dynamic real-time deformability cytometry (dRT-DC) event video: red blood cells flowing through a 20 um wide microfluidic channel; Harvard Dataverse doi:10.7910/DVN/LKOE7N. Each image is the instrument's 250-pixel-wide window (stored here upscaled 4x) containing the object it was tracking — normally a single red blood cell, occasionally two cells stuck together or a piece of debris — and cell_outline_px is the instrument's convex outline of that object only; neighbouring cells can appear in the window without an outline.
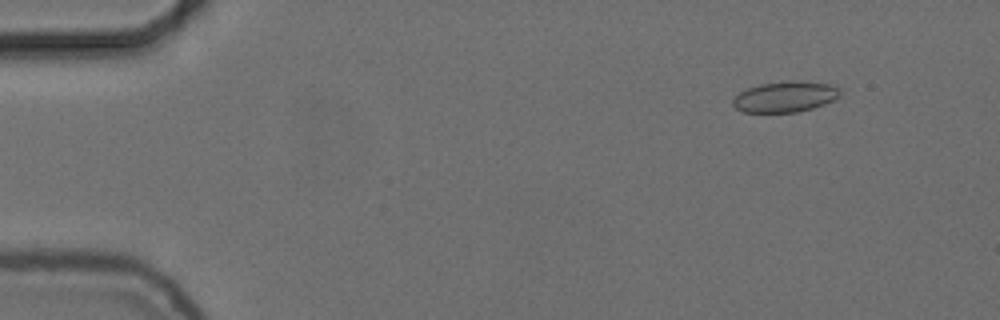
{"species": "common noctule bat (a hibernating species)", "species_latin": "Nyctalus noctula", "temperature_condition": "cold", "stored_images_in_passage": 55, "camera_frame_rate_fps": 3000, "um_per_image_px": 0.085, "animal": {"sex": "female", "body_mass_g": 24.6, "forearm_length_mm": 56.2}, "frame": {"image": 1, "passage_image": 6, "time_ms": 1.667, "image_size_px": [1000, 320], "cell_outline_px": [[840, 96], [824, 104], [812, 108], [796, 112], [744, 112], [736, 108], [732, 104], [732, 100], [740, 92], [748, 88], [760, 84], [784, 80], [800, 80], [832, 84], [840, 88]], "centroid_in_image_um": [66.76, 8.2], "position_along_channel_um": 18.2, "area_um2": 19.36}}
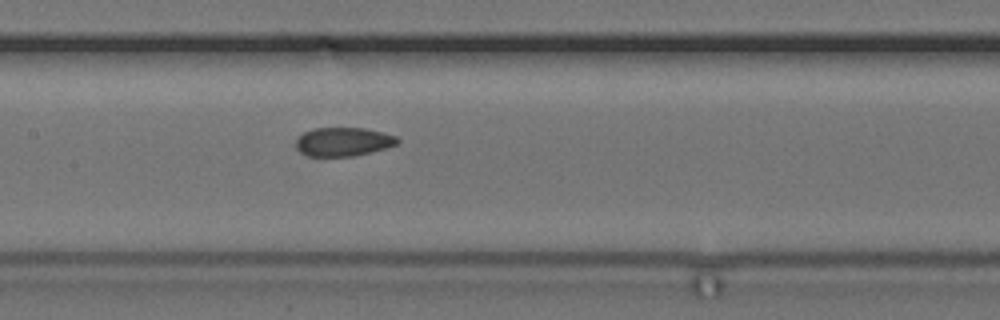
{"frame": {"image": 2, "passage_image": 27, "time_ms": 8.667, "image_size_px": [1000, 320], "cell_outline_px": [[400, 140], [396, 144], [372, 152], [352, 156], [308, 156], [300, 152], [296, 148], [296, 140], [304, 132], [312, 128], [364, 128], [384, 132], [396, 136]], "centroid_in_image_um": [29.17, 12.04], "position_along_channel_um": 178.2, "area_um2": 16.99}}
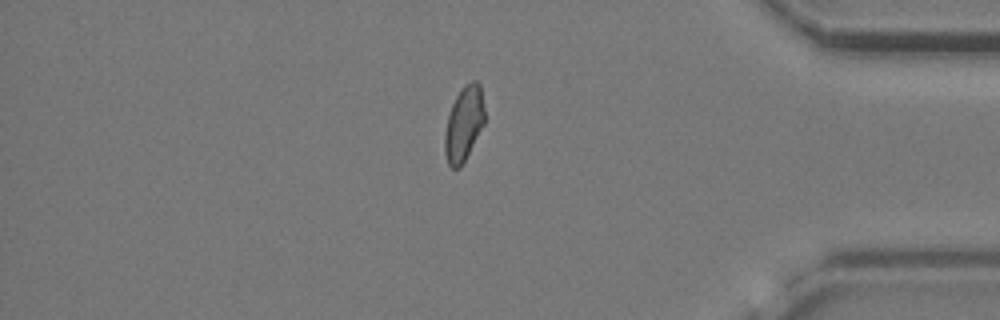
{"frame": {"image": 3, "passage_image": 47, "time_ms": 15.333, "image_size_px": [1000, 320], "cell_outline_px": [[484, 124], [460, 168], [452, 168], [448, 164], [444, 152], [444, 132], [448, 116], [452, 104], [456, 96], [464, 84], [472, 80], [476, 80], [480, 84], [484, 108]], "centroid_in_image_um": [39.41, 10.5], "position_along_channel_um": 395.8, "area_um2": 17.34}, "authors_computed_cell_mechanics": {"area_um2": 17.8602, "velocity_mm_per_s": 3.7145, "shape_relaxation_time_tau1_ms": null, "shape_relaxation_time_tau2_ms": 1.5965, "deformation_change_tau1": null, "deformation_change_tau2": 0.0762}}